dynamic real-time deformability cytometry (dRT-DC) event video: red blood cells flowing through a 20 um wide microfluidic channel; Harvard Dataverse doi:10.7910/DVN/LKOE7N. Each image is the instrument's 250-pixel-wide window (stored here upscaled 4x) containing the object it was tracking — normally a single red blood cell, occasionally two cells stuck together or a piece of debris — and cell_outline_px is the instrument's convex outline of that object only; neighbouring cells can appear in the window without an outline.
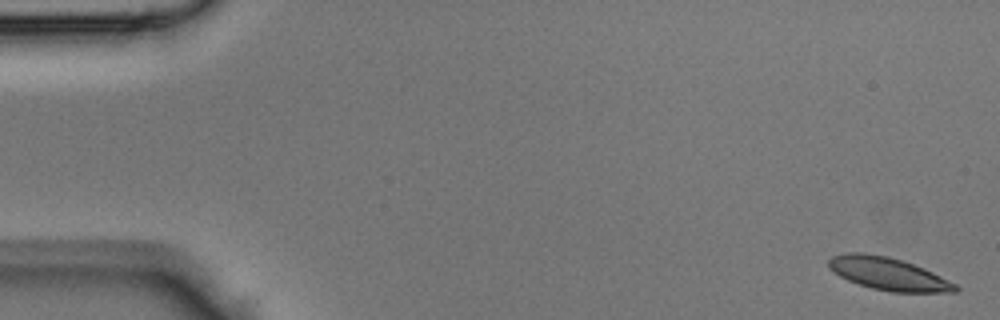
{"species": "Egyptian fruit bat (a non-hibernating species)", "species_latin": "Rousettus aegyptiacus", "temperature_condition": "room temperature", "stored_images_in_passage": 44, "camera_frame_rate_fps": 3000, "um_per_image_px": 0.085, "animal": {"sex": "male"}, "frame": {"image": 1, "passage_image": 1, "time_ms": 0.0, "image_size_px": [1000, 320], "cell_outline_px": [[960, 288], [956, 292], [892, 292], [872, 288], [848, 280], [840, 276], [828, 268], [828, 260], [832, 256], [844, 252], [864, 252], [888, 256], [924, 268], [956, 284]], "centroid_in_image_um": [75.47, 23.26], "position_along_channel_um": 9.5, "area_um2": 24.04}}
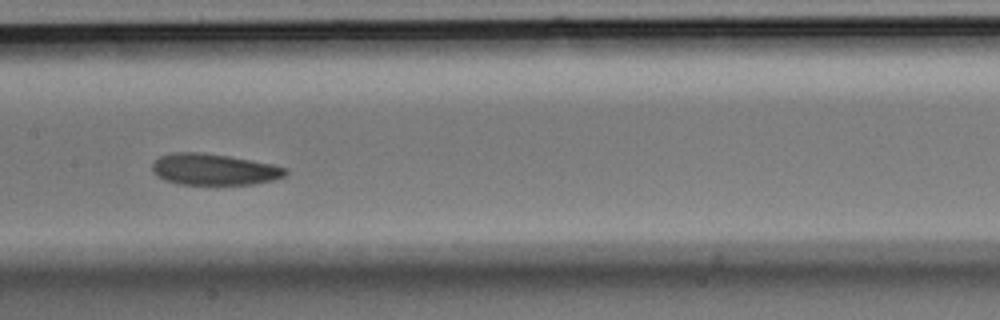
{"frame": {"image": 2, "passage_image": 22, "time_ms": 7.0, "image_size_px": [1000, 320], "cell_outline_px": [[288, 172], [284, 176], [272, 180], [252, 184], [180, 184], [164, 180], [156, 176], [152, 172], [152, 164], [160, 156], [176, 152], [204, 152], [228, 156], [272, 164], [288, 168]], "centroid_in_image_um": [18.17, 14.4], "position_along_channel_um": 189.2, "area_um2": 24.28}}
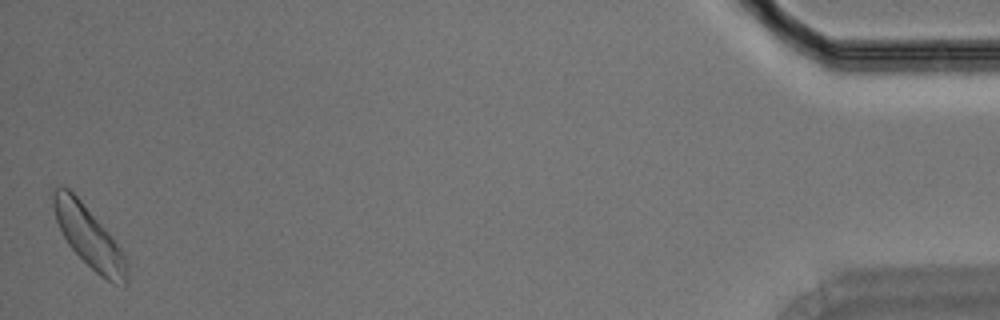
{"frame": {"image": 3, "passage_image": 44, "time_ms": 14.333, "image_size_px": [1000, 320], "cell_outline_px": [[128, 284], [112, 284], [100, 276], [68, 244], [56, 220], [52, 204], [52, 192], [60, 184], [68, 188], [80, 200], [108, 232], [120, 248], [128, 264]], "centroid_in_image_um": [7.57, 20.15], "position_along_channel_um": 427.6, "area_um2": 25.72}}